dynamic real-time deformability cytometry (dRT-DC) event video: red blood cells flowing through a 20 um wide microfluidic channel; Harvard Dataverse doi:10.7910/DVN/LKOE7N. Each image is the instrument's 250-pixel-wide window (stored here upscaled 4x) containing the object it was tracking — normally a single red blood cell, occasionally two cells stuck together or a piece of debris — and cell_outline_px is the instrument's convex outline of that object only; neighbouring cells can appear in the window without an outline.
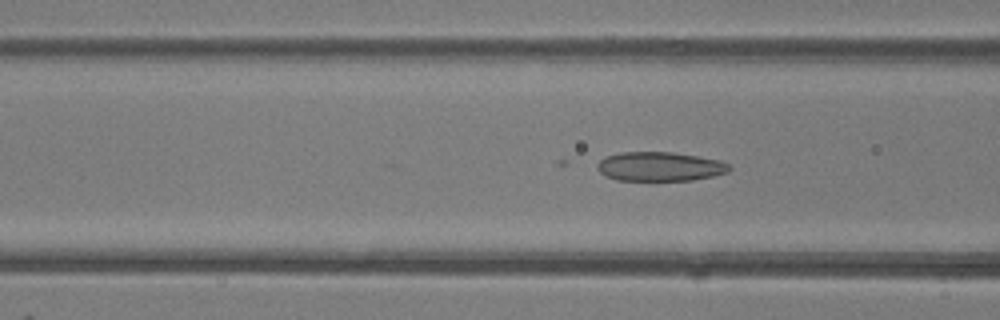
{"species": "common noctule bat (a hibernating species)", "species_latin": "Nyctalus noctula", "temperature_condition": "room temperature", "stored_images_in_passage": 50, "camera_frame_rate_fps": 3000, "um_per_image_px": 0.085, "animal": {"sex": "female"}, "frame": {"image": 1, "passage_image": 19, "time_ms": 6.0, "image_size_px": [1000, 320], "cell_outline_px": [[732, 168], [728, 172], [712, 176], [692, 180], [616, 180], [600, 172], [596, 168], [596, 164], [604, 156], [620, 152], [672, 152], [720, 160], [728, 164]], "centroid_in_image_um": [56.07, 14.15], "position_along_channel_um": 110.5, "area_um2": 22.43}}
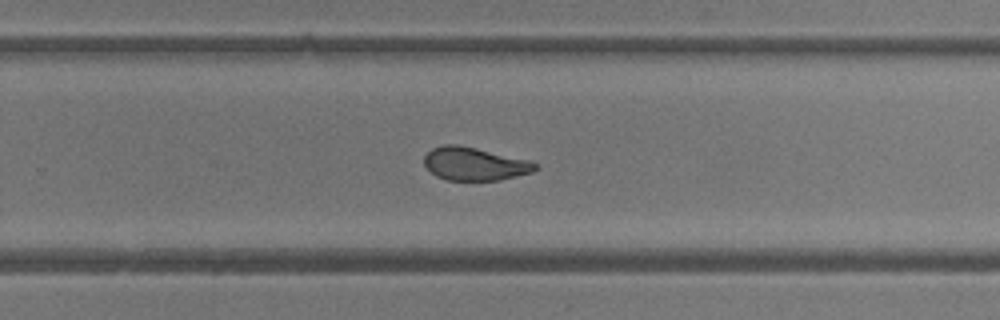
{"frame": {"image": 2, "passage_image": 32, "time_ms": 10.333, "image_size_px": [1000, 320], "cell_outline_px": [[536, 168], [532, 172], [500, 180], [448, 180], [436, 176], [424, 164], [424, 156], [432, 148], [444, 144], [460, 144], [528, 160], [536, 164]], "centroid_in_image_um": [40.3, 13.92], "position_along_channel_um": 289.5, "area_um2": 21.27}}
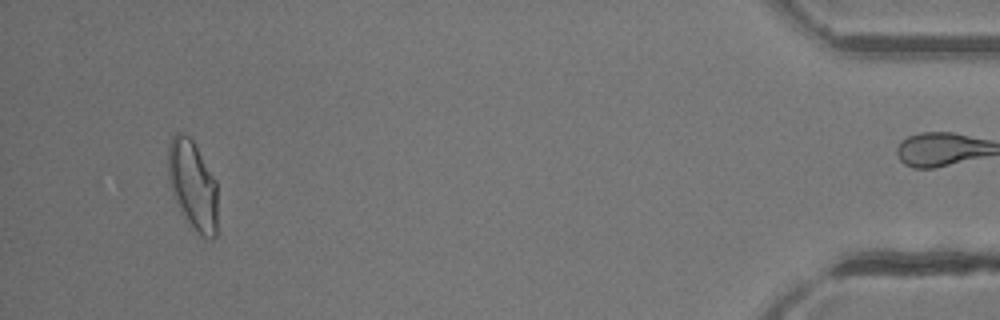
{"frame": {"image": 3, "passage_image": 47, "time_ms": 15.333, "image_size_px": [1000, 320], "cell_outline_px": [[216, 236], [212, 240], [208, 240], [184, 216], [176, 204], [172, 192], [168, 176], [168, 144], [172, 136], [176, 132], [184, 132], [192, 140], [216, 180]], "centroid_in_image_um": [16.36, 15.68], "position_along_channel_um": 418.8, "area_um2": 25.37}, "authors_computed_cell_mechanics": {"area_um2": 22.9755, "velocity_mm_per_s": 4.1145, "shape_relaxation_time_tau1_ms": 7.1732, "shape_relaxation_time_tau2_ms": 3.3232, "deformation_change_tau1": null, "deformation_change_tau2": 0.0392}}